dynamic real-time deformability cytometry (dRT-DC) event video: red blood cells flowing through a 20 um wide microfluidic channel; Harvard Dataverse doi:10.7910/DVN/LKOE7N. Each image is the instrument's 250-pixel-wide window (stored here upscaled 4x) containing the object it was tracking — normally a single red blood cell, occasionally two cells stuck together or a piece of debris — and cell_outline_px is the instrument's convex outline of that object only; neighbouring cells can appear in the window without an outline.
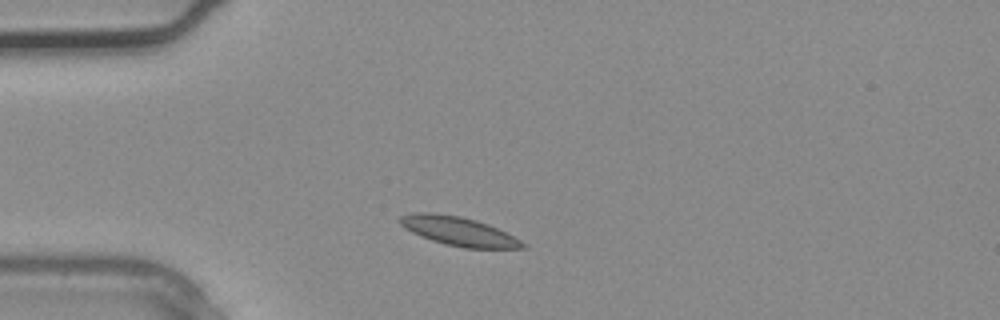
{"species": "common noctule bat (a hibernating species)", "species_latin": "Nyctalus noctula", "temperature_condition": "warm", "stored_images_in_passage": 1, "camera_frame_rate_fps": 3000, "um_per_image_px": 0.085, "animal": {"sex": "male", "body_mass_g": 20.4}, "frame": {"image": 1, "passage_image": 1, "time_ms": 0.0, "image_size_px": [1000, 320], "cell_outline_px": [[528, 248], [464, 248], [444, 244], [420, 236], [412, 232], [400, 224], [396, 220], [400, 216], [416, 212], [432, 212], [460, 216], [476, 220], [488, 224], [528, 244]], "centroid_in_image_um": [38.96, 19.65], "position_along_channel_um": 46.0, "area_um2": 20.63}}